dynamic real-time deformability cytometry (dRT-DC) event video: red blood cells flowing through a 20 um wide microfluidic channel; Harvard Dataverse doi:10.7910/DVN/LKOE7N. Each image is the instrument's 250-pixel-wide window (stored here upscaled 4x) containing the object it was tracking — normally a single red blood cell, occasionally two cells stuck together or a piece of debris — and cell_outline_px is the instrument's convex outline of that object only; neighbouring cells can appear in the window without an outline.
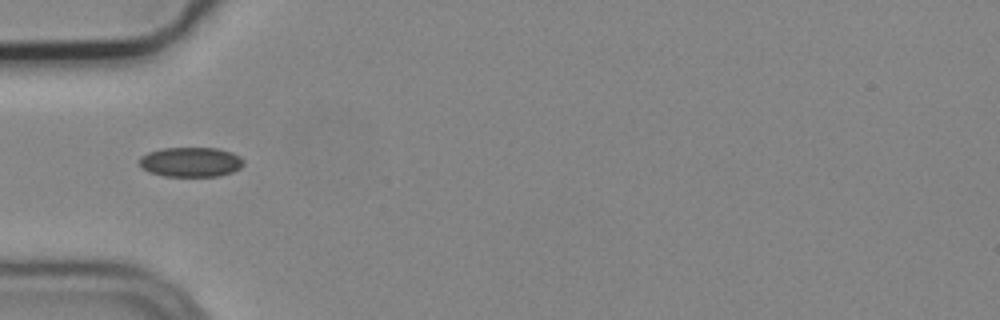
{"species": "common noctule bat (a hibernating species)", "species_latin": "Nyctalus noctula", "temperature_condition": "cold", "stored_images_in_passage": 10, "camera_frame_rate_fps": 3000, "um_per_image_px": 0.085, "animal": {"sex": "male", "body_mass_g": 19.2, "forearm_length_mm": 51.8}, "frame": {"image": 1, "passage_image": 4, "time_ms": 1.0, "image_size_px": [1000, 320], "cell_outline_px": [[244, 164], [240, 168], [232, 172], [220, 176], [164, 176], [148, 172], [140, 164], [140, 156], [148, 152], [164, 148], [220, 148], [232, 152], [240, 156], [244, 160]], "centroid_in_image_um": [16.25, 13.77], "position_along_channel_um": 68.8, "area_um2": 18.15}}
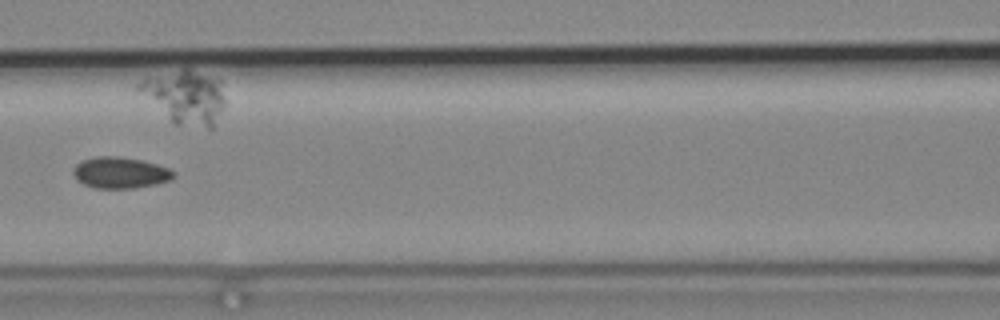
{"frame": {"image": 2, "passage_image": 6, "time_ms": 1.667, "image_size_px": [1000, 320], "cell_outline_px": [[172, 176], [168, 180], [156, 184], [132, 188], [96, 188], [84, 184], [72, 172], [76, 164], [84, 160], [96, 156], [116, 156], [144, 160], [168, 168], [172, 172]], "centroid_in_image_um": [10.2, 14.67], "position_along_channel_um": 156.4, "area_um2": 17.86}}
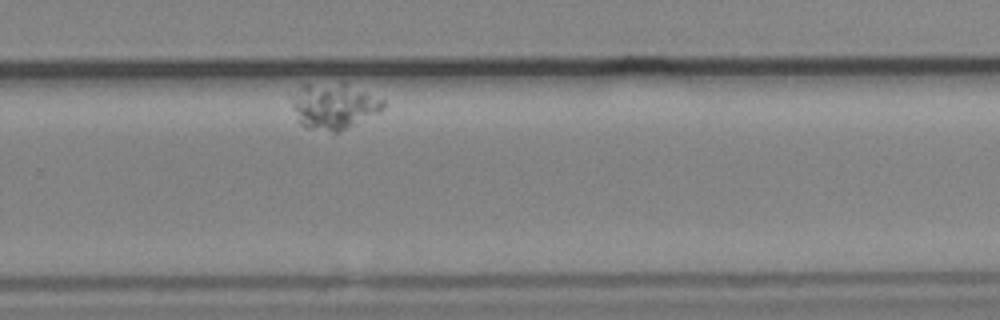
{"frame": {"image": 3, "passage_image": 10, "time_ms": 3.0, "image_size_px": [1000, 320], "cell_outline_px": [[384, 108], [380, 112], [340, 132], [332, 132], [304, 128], [296, 120], [292, 108], [292, 96], [300, 80], [340, 80], [384, 100]], "centroid_in_image_um": [28.27, 8.93], "position_along_channel_um": 301.5, "area_um2": 26.01}}